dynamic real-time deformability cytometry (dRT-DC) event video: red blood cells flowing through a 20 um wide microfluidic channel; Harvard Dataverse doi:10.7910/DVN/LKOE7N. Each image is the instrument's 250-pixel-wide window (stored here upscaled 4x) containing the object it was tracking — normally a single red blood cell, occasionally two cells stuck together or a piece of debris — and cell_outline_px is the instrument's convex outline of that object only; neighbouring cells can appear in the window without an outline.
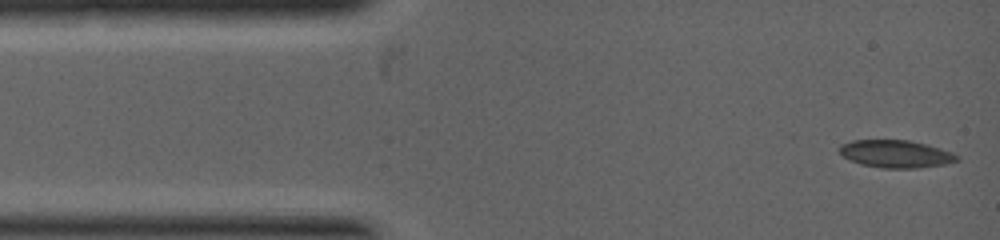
{"species": "common noctule bat (a hibernating species)", "species_latin": "Nyctalus noctula", "temperature_condition": "warm", "stored_images_in_passage": 2, "camera_frame_rate_fps": 5000, "um_per_image_px": 0.085, "animal": {"sex": "female", "body_mass_g": 19.0, "forearm_length_mm": 53.3}, "frame": {"image": 1, "passage_image": 1, "time_ms": 0.0, "image_size_px": [1000, 240], "cell_outline_px": [[956, 160], [944, 164], [916, 168], [884, 168], [860, 164], [844, 156], [840, 152], [840, 144], [852, 140], [908, 140], [928, 144], [952, 152], [956, 156]], "centroid_in_image_um": [76.12, 13.07], "position_along_channel_um": 8.9, "area_um2": 18.61}}